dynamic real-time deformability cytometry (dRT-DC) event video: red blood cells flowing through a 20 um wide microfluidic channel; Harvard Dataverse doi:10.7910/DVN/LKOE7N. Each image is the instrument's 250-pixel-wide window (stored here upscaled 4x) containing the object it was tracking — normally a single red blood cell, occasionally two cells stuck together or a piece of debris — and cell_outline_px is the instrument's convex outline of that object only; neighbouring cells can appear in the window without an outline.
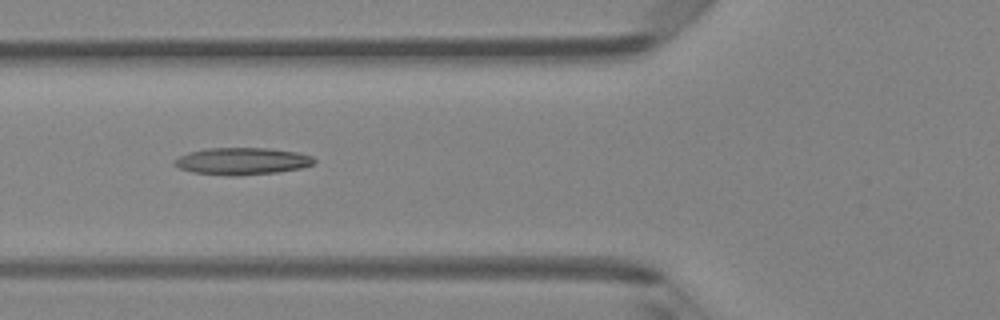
{"species": "Egyptian fruit bat (a non-hibernating species)", "species_latin": "Rousettus aegyptiacus", "temperature_condition": "room temperature", "stored_images_in_passage": 5, "camera_frame_rate_fps": 3000, "um_per_image_px": 0.085, "animal": {"sex": "female"}, "frame": {"image": 1, "passage_image": 5, "time_ms": 1.333, "image_size_px": [1000, 320], "cell_outline_px": [[316, 160], [312, 164], [300, 168], [276, 172], [236, 176], [228, 176], [192, 172], [180, 168], [172, 164], [172, 160], [188, 152], [208, 148], [268, 148], [296, 152], [312, 156]], "centroid_in_image_um": [20.53, 13.7], "position_along_channel_um": 105.3, "area_um2": 22.02}}